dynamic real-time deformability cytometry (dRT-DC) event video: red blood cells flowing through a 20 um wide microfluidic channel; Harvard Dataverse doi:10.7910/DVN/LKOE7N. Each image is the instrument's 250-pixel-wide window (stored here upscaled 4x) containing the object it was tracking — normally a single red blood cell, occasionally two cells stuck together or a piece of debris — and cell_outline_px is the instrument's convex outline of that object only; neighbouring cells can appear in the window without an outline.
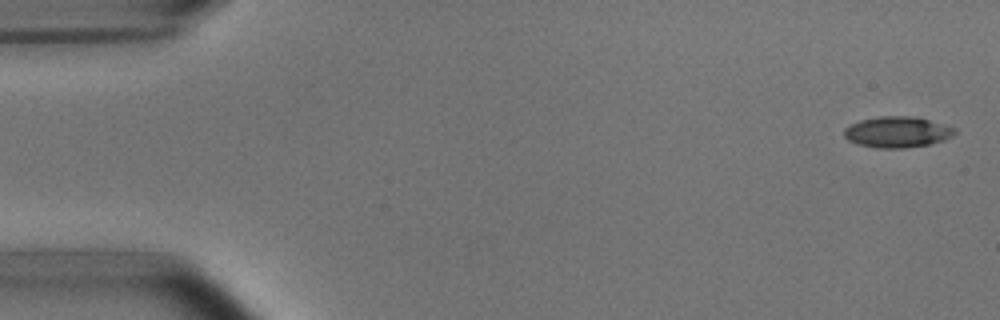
{"species": "common noctule bat (a hibernating species)", "species_latin": "Nyctalus noctula", "temperature_condition": "room temperature", "stored_images_in_passage": 53, "camera_frame_rate_fps": 3000, "um_per_image_px": 0.085, "animal": {"sex": "male", "body_mass_g": 15.6}, "frame": {"image": 1, "passage_image": 2, "time_ms": 0.333, "image_size_px": [1000, 320], "cell_outline_px": [[956, 132], [952, 136], [944, 140], [928, 144], [904, 148], [880, 148], [860, 144], [848, 140], [844, 136], [844, 128], [860, 120], [880, 116], [912, 116], [928, 120], [956, 128]], "centroid_in_image_um": [76.27, 11.22], "position_along_channel_um": 8.7, "area_um2": 19.71}}
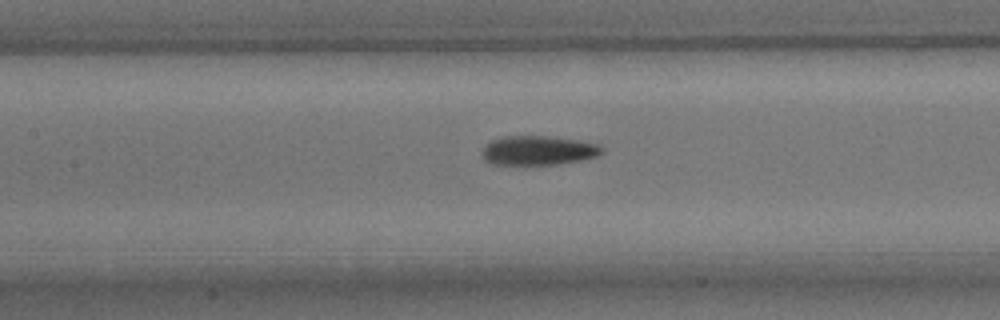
{"frame": {"image": 2, "passage_image": 24, "time_ms": 7.667, "image_size_px": [1000, 320], "cell_outline_px": [[604, 152], [600, 156], [584, 160], [560, 164], [516, 168], [492, 164], [484, 160], [484, 148], [492, 140], [504, 136], [544, 136], [576, 140], [600, 144], [604, 148]], "centroid_in_image_um": [45.78, 12.85], "position_along_channel_um": 161.6, "area_um2": 21.39}}
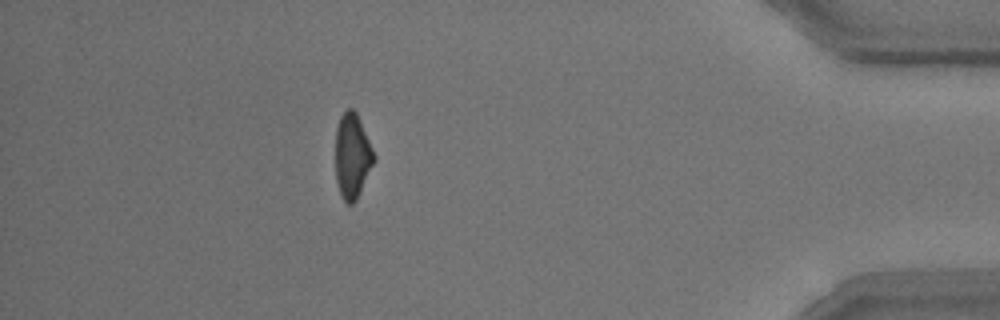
{"frame": {"image": 3, "passage_image": 47, "time_ms": 15.333, "image_size_px": [1000, 320], "cell_outline_px": [[376, 160], [356, 200], [352, 204], [348, 204], [344, 200], [340, 192], [336, 180], [336, 128], [340, 116], [348, 108], [352, 108], [356, 112], [376, 156]], "centroid_in_image_um": [29.95, 13.25], "position_along_channel_um": 405.2, "area_um2": 18.96}, "authors_computed_cell_mechanics": {"area_um2": 19.9988, "velocity_mm_per_s": 3.8105, "shape_relaxation_time_tau1_ms": 3.7397, "shape_relaxation_time_tau2_ms": 3.6451, "deformation_change_tau1": 0.141, "deformation_change_tau2": 0.1084}}